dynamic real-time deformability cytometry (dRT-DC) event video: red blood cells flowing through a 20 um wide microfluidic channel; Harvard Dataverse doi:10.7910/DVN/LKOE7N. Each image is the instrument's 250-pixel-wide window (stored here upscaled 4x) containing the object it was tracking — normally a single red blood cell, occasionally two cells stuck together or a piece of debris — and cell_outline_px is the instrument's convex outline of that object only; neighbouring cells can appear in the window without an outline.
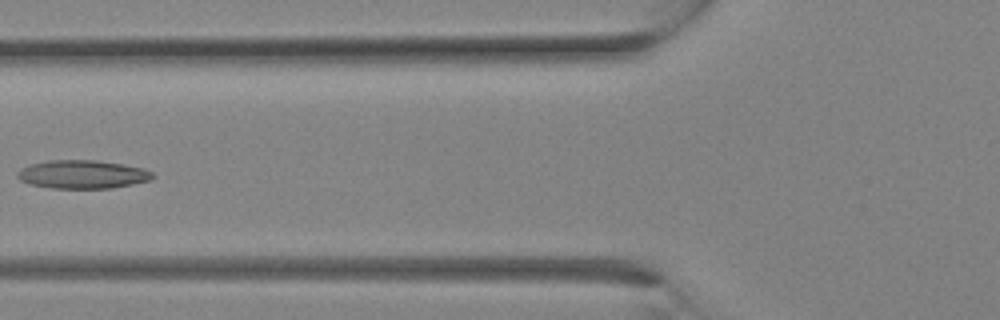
{"species": "Egyptian fruit bat (a non-hibernating species)", "species_latin": "Rousettus aegyptiacus", "temperature_condition": "room temperature", "stored_images_in_passage": 16, "camera_frame_rate_fps": 3000, "um_per_image_px": 0.085, "animal": {"sex": "female"}, "frame": {"image": 1, "passage_image": 8, "time_ms": 2.333, "image_size_px": [1000, 320], "cell_outline_px": [[156, 176], [152, 180], [112, 188], [52, 188], [28, 184], [20, 180], [16, 176], [16, 172], [20, 168], [28, 164], [48, 160], [96, 160], [124, 164], [144, 168], [152, 172]], "centroid_in_image_um": [7.0, 14.81], "position_along_channel_um": 118.8, "area_um2": 22.72}}
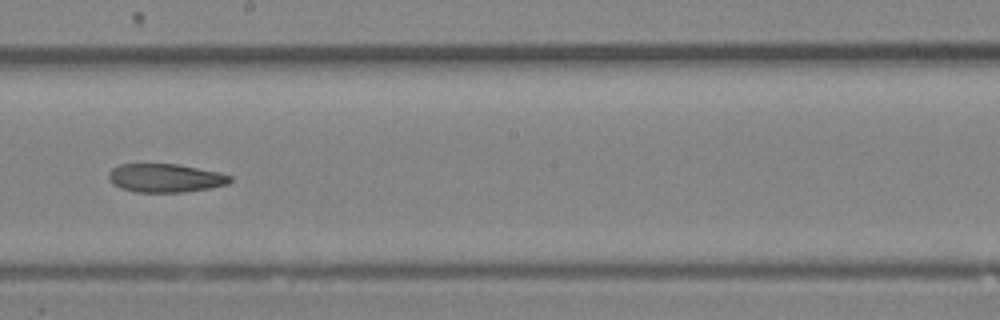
{"frame": {"image": 2, "passage_image": 13, "time_ms": 4.0, "image_size_px": [1000, 320], "cell_outline_px": [[232, 180], [228, 184], [208, 188], [184, 192], [136, 192], [120, 188], [112, 184], [108, 176], [108, 172], [112, 168], [120, 164], [176, 164], [220, 172], [232, 176]], "centroid_in_image_um": [14.04, 15.13], "position_along_channel_um": 234.2, "area_um2": 20.23}}
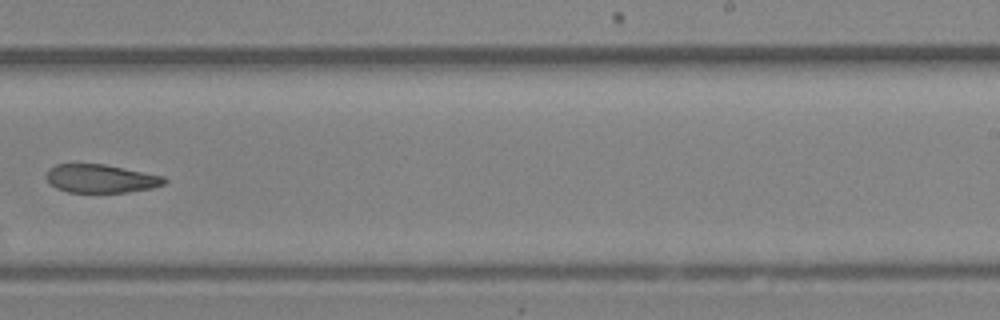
{"frame": {"image": 3, "passage_image": 15, "time_ms": 4.667, "image_size_px": [1000, 320], "cell_outline_px": [[168, 180], [164, 184], [152, 188], [128, 192], [68, 192], [56, 188], [44, 176], [48, 168], [56, 164], [104, 164], [164, 176]], "centroid_in_image_um": [8.56, 15.18], "position_along_channel_um": 280.4, "area_um2": 19.54}}